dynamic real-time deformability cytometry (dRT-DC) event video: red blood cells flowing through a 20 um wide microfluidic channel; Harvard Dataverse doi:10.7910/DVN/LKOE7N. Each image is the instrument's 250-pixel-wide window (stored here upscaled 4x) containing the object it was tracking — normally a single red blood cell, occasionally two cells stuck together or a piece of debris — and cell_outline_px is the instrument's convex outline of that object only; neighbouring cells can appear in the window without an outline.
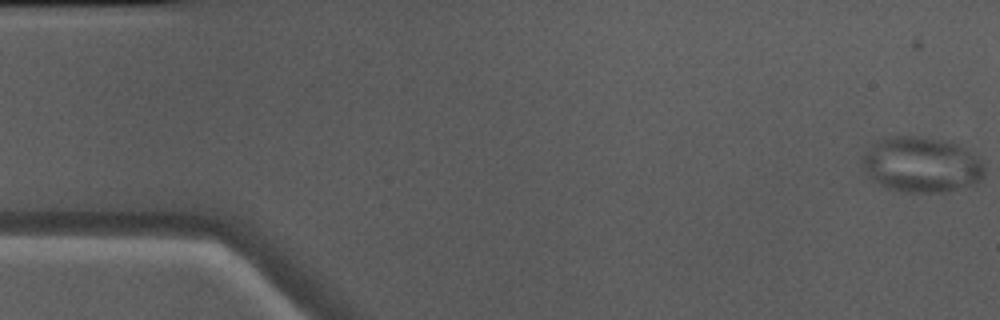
{"species": "Egyptian fruit bat (a non-hibernating species)", "species_latin": "Rousettus aegyptiacus", "temperature_condition": "warm", "stored_images_in_passage": 48, "camera_frame_rate_fps": 3000, "um_per_image_px": 0.085, "animal": {"sex": "male"}, "frame": {"image": 1, "passage_image": 1, "time_ms": 0.0, "image_size_px": [1000, 320], "cell_outline_px": [[984, 176], [980, 180], [972, 184], [940, 192], [908, 192], [888, 188], [872, 180], [864, 172], [864, 152], [872, 144], [880, 140], [892, 136], [920, 136], [940, 140], [956, 144], [964, 148], [976, 156], [984, 164]], "centroid_in_image_um": [78.31, 13.99], "position_along_channel_um": 6.7, "area_um2": 38.96}}
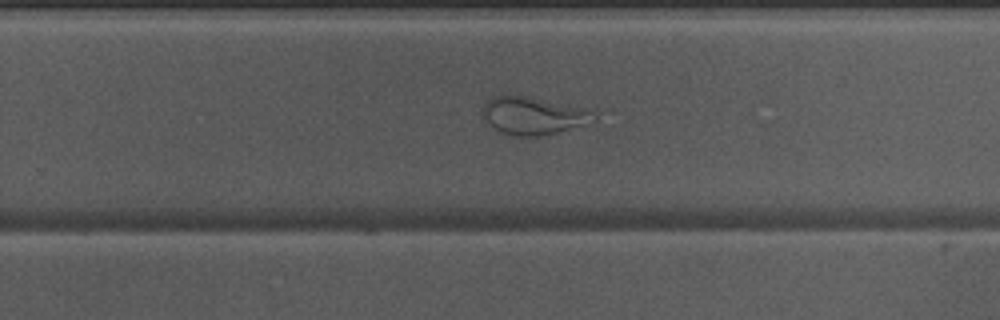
{"frame": {"image": 2, "passage_image": 32, "time_ms": 10.333, "image_size_px": [1000, 320], "cell_outline_px": [[604, 112], [596, 120], [548, 136], [516, 136], [500, 132], [488, 124], [480, 108], [488, 96], [500, 92], [516, 92]], "centroid_in_image_um": [45.33, 9.76], "position_along_channel_um": 284.5, "area_um2": 26.3}}
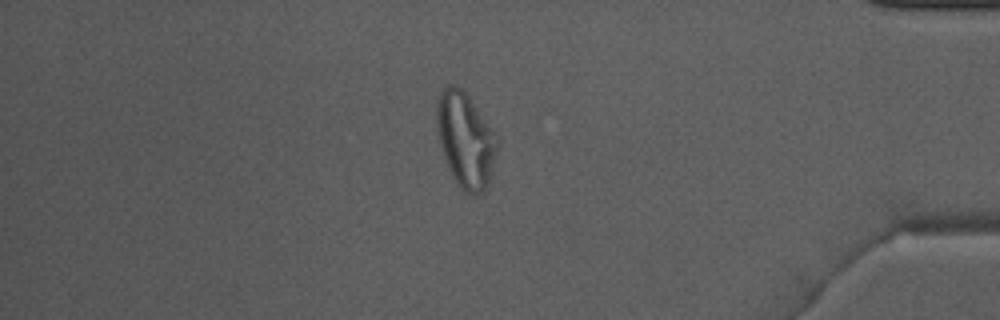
{"frame": {"image": 3, "passage_image": 43, "time_ms": 14.0, "image_size_px": [1000, 320], "cell_outline_px": [[496, 152], [488, 188], [480, 196], [472, 196], [464, 192], [460, 188], [452, 176], [448, 168], [440, 148], [436, 128], [436, 100], [440, 92], [448, 84], [456, 84], [468, 96], [492, 132], [496, 144]], "centroid_in_image_um": [39.5, 11.95], "position_along_channel_um": 395.7, "area_um2": 33.29}}